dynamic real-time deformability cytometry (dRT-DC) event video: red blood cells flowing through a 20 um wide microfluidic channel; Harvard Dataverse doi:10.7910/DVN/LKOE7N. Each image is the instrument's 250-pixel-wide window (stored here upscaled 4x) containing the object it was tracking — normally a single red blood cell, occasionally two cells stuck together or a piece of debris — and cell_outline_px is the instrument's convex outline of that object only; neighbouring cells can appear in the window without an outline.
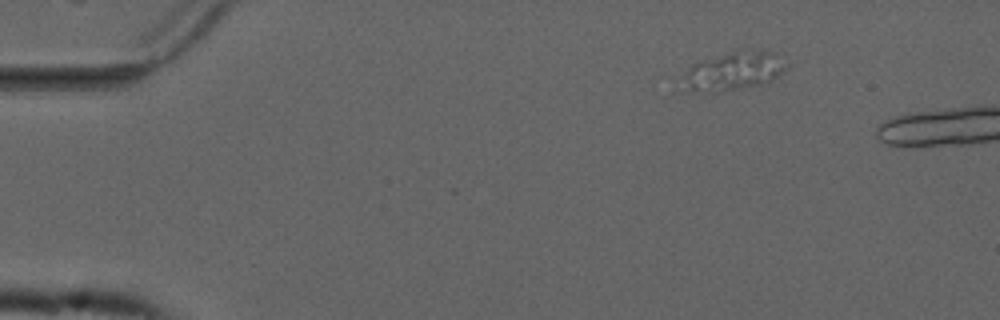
{"species": "common noctule bat (a hibernating species)", "species_latin": "Nyctalus noctula", "temperature_condition": "cold", "stored_images_in_passage": 5, "camera_frame_rate_fps": 3000, "um_per_image_px": 0.085, "animal": {"sex": "male", "forearm_length_mm": 52.5}, "frame": {"image": 1, "passage_image": 1, "time_ms": 0.0, "image_size_px": [1000, 320], "cell_outline_px": [[788, 68], [780, 76], [772, 80], [760, 84], [712, 92], [696, 92], [688, 88], [676, 80], [692, 64], [736, 48], [744, 48], [776, 52], [788, 64]], "centroid_in_image_um": [62.35, 5.99], "position_along_channel_um": 22.6, "area_um2": 23.93}}